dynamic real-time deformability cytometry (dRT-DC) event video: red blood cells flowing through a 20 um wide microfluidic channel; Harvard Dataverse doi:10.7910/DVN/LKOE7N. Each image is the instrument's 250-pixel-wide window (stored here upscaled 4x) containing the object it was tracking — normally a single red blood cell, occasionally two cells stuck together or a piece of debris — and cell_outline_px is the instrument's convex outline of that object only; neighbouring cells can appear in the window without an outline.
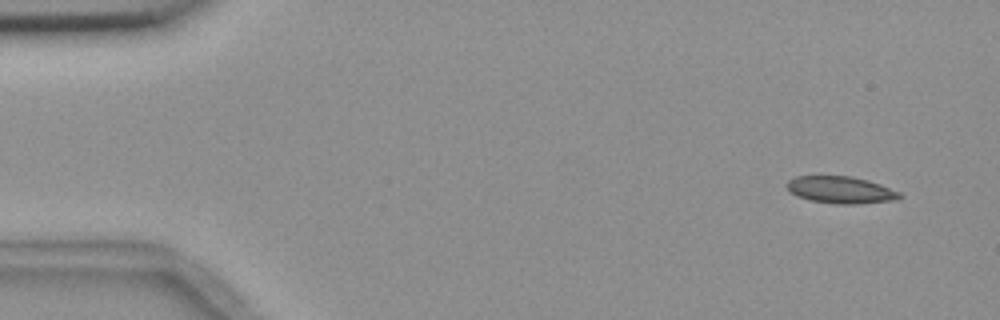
{"species": "common noctule bat (a hibernating species)", "species_latin": "Nyctalus noctula", "temperature_condition": "room temperature", "stored_images_in_passage": 4, "camera_frame_rate_fps": 3000, "um_per_image_px": 0.085, "animal": {"sex": "female", "body_mass_g": 18.4}, "frame": {"image": 1, "passage_image": 1, "time_ms": 0.0, "image_size_px": [1000, 320], "cell_outline_px": [[904, 196], [900, 200], [856, 204], [836, 204], [812, 200], [796, 196], [784, 184], [788, 180], [796, 176], [852, 176], [868, 180], [880, 184], [900, 192]], "centroid_in_image_um": [71.51, 16.14], "position_along_channel_um": 13.5, "area_um2": 17.92}}